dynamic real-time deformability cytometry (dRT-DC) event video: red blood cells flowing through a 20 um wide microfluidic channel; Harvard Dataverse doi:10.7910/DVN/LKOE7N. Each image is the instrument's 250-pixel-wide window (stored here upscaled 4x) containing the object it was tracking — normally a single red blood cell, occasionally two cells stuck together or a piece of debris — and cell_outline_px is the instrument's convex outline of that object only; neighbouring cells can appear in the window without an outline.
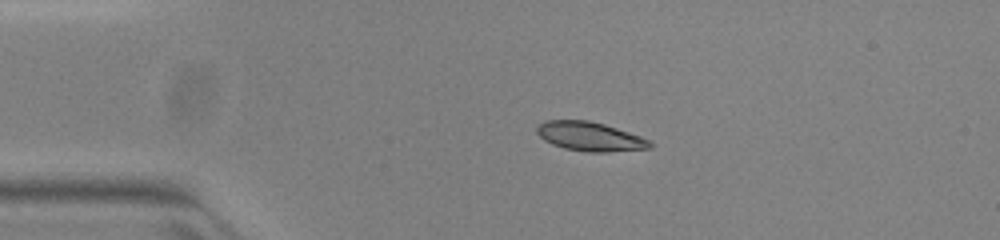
{"species": "common noctule bat (a hibernating species)", "species_latin": "Nyctalus noctula", "temperature_condition": "warm", "stored_images_in_passage": 42, "camera_frame_rate_fps": 3000, "um_per_image_px": 0.085, "animal": {"sex": "female", "body_mass_g": 23.0, "forearm_length_mm": 53.4}, "frame": {"image": 1, "passage_image": 1, "time_ms": 0.0, "image_size_px": [1000, 240], "cell_outline_px": [[652, 148], [608, 152], [588, 152], [564, 148], [552, 144], [544, 140], [536, 132], [536, 128], [544, 120], [588, 120], [604, 124], [640, 136], [648, 140], [652, 144]], "centroid_in_image_um": [50.12, 11.6], "position_along_channel_um": 34.9, "area_um2": 19.07}}
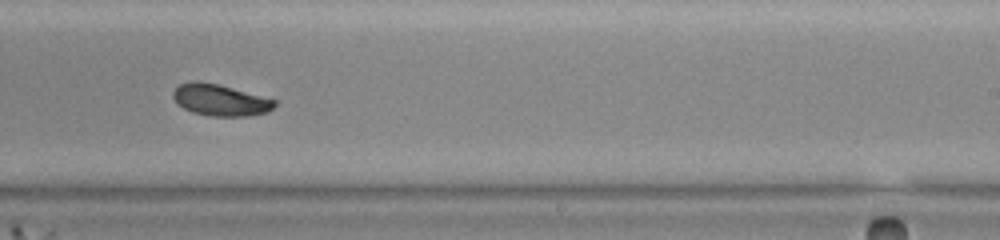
{"frame": {"image": 2, "passage_image": 22, "time_ms": 7.0, "image_size_px": [1000, 240], "cell_outline_px": [[276, 104], [268, 112], [248, 116], [212, 116], [192, 112], [184, 108], [172, 96], [172, 92], [180, 84], [192, 80], [200, 80], [232, 88], [276, 100]], "centroid_in_image_um": [18.71, 8.5], "position_along_channel_um": 270.3, "area_um2": 18.44}}
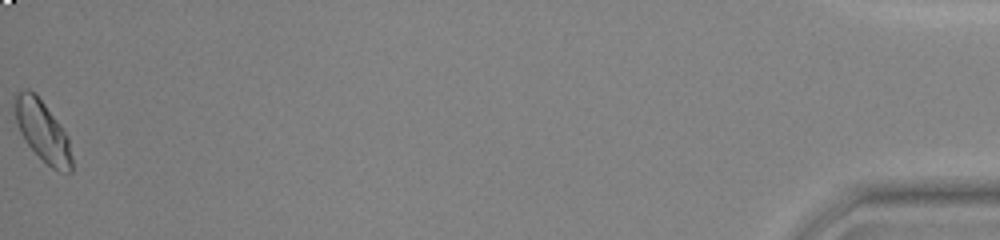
{"frame": {"image": 3, "passage_image": 42, "time_ms": 13.667, "image_size_px": [1000, 240], "cell_outline_px": [[72, 172], [60, 172], [52, 168], [24, 140], [20, 132], [16, 120], [12, 104], [16, 96], [24, 88], [28, 88], [44, 104], [60, 124], [68, 136], [72, 156]], "centroid_in_image_um": [3.62, 11.15], "position_along_channel_um": 431.6, "area_um2": 19.94}}